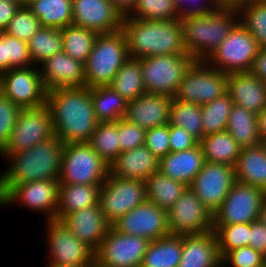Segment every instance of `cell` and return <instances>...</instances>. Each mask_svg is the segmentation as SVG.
Returning a JSON list of instances; mask_svg holds the SVG:
<instances>
[{
	"label": "cell",
	"mask_w": 266,
	"mask_h": 267,
	"mask_svg": "<svg viewBox=\"0 0 266 267\" xmlns=\"http://www.w3.org/2000/svg\"><path fill=\"white\" fill-rule=\"evenodd\" d=\"M46 105L51 113L54 135L64 144L88 143L100 123L88 87L47 91Z\"/></svg>",
	"instance_id": "6da1fadb"
},
{
	"label": "cell",
	"mask_w": 266,
	"mask_h": 267,
	"mask_svg": "<svg viewBox=\"0 0 266 267\" xmlns=\"http://www.w3.org/2000/svg\"><path fill=\"white\" fill-rule=\"evenodd\" d=\"M64 143L57 136L42 141L29 150L10 154L9 166L0 175V200L21 183L59 180Z\"/></svg>",
	"instance_id": "7a4b0ae2"
},
{
	"label": "cell",
	"mask_w": 266,
	"mask_h": 267,
	"mask_svg": "<svg viewBox=\"0 0 266 267\" xmlns=\"http://www.w3.org/2000/svg\"><path fill=\"white\" fill-rule=\"evenodd\" d=\"M129 58L187 54L180 19L143 20L123 17Z\"/></svg>",
	"instance_id": "3957f363"
},
{
	"label": "cell",
	"mask_w": 266,
	"mask_h": 267,
	"mask_svg": "<svg viewBox=\"0 0 266 267\" xmlns=\"http://www.w3.org/2000/svg\"><path fill=\"white\" fill-rule=\"evenodd\" d=\"M238 22L237 7H221L208 15L180 20L187 54L195 61H205Z\"/></svg>",
	"instance_id": "277c9868"
},
{
	"label": "cell",
	"mask_w": 266,
	"mask_h": 267,
	"mask_svg": "<svg viewBox=\"0 0 266 267\" xmlns=\"http://www.w3.org/2000/svg\"><path fill=\"white\" fill-rule=\"evenodd\" d=\"M128 58L127 40L122 30L98 34L85 64V87L109 86Z\"/></svg>",
	"instance_id": "5b68a950"
},
{
	"label": "cell",
	"mask_w": 266,
	"mask_h": 267,
	"mask_svg": "<svg viewBox=\"0 0 266 267\" xmlns=\"http://www.w3.org/2000/svg\"><path fill=\"white\" fill-rule=\"evenodd\" d=\"M109 165L88 143L64 144L59 184L102 185Z\"/></svg>",
	"instance_id": "8992f818"
},
{
	"label": "cell",
	"mask_w": 266,
	"mask_h": 267,
	"mask_svg": "<svg viewBox=\"0 0 266 267\" xmlns=\"http://www.w3.org/2000/svg\"><path fill=\"white\" fill-rule=\"evenodd\" d=\"M259 49L254 37L238 22L205 62L227 74L249 72Z\"/></svg>",
	"instance_id": "52a82bcc"
},
{
	"label": "cell",
	"mask_w": 266,
	"mask_h": 267,
	"mask_svg": "<svg viewBox=\"0 0 266 267\" xmlns=\"http://www.w3.org/2000/svg\"><path fill=\"white\" fill-rule=\"evenodd\" d=\"M146 93L175 96L186 70L195 61L189 54L139 59Z\"/></svg>",
	"instance_id": "ba28073f"
},
{
	"label": "cell",
	"mask_w": 266,
	"mask_h": 267,
	"mask_svg": "<svg viewBox=\"0 0 266 267\" xmlns=\"http://www.w3.org/2000/svg\"><path fill=\"white\" fill-rule=\"evenodd\" d=\"M228 74L194 61L183 75L174 99L204 105L227 93Z\"/></svg>",
	"instance_id": "9c48e42d"
},
{
	"label": "cell",
	"mask_w": 266,
	"mask_h": 267,
	"mask_svg": "<svg viewBox=\"0 0 266 267\" xmlns=\"http://www.w3.org/2000/svg\"><path fill=\"white\" fill-rule=\"evenodd\" d=\"M145 201L144 181L118 178L108 174L100 186L99 204L104 218L110 225Z\"/></svg>",
	"instance_id": "30bf717a"
},
{
	"label": "cell",
	"mask_w": 266,
	"mask_h": 267,
	"mask_svg": "<svg viewBox=\"0 0 266 267\" xmlns=\"http://www.w3.org/2000/svg\"><path fill=\"white\" fill-rule=\"evenodd\" d=\"M53 136V122L46 104L38 108L22 109L7 145L0 152V157L5 159L10 154L29 150Z\"/></svg>",
	"instance_id": "8fae6325"
},
{
	"label": "cell",
	"mask_w": 266,
	"mask_h": 267,
	"mask_svg": "<svg viewBox=\"0 0 266 267\" xmlns=\"http://www.w3.org/2000/svg\"><path fill=\"white\" fill-rule=\"evenodd\" d=\"M149 243L146 238L122 234L110 226L94 253V266L140 267Z\"/></svg>",
	"instance_id": "7c38bea8"
},
{
	"label": "cell",
	"mask_w": 266,
	"mask_h": 267,
	"mask_svg": "<svg viewBox=\"0 0 266 267\" xmlns=\"http://www.w3.org/2000/svg\"><path fill=\"white\" fill-rule=\"evenodd\" d=\"M266 191L236 182L213 214V230L219 225L252 223L259 219Z\"/></svg>",
	"instance_id": "4fadbf2b"
},
{
	"label": "cell",
	"mask_w": 266,
	"mask_h": 267,
	"mask_svg": "<svg viewBox=\"0 0 266 267\" xmlns=\"http://www.w3.org/2000/svg\"><path fill=\"white\" fill-rule=\"evenodd\" d=\"M0 93L21 109L44 106L47 89L39 66L11 69L0 75Z\"/></svg>",
	"instance_id": "5bb4252c"
},
{
	"label": "cell",
	"mask_w": 266,
	"mask_h": 267,
	"mask_svg": "<svg viewBox=\"0 0 266 267\" xmlns=\"http://www.w3.org/2000/svg\"><path fill=\"white\" fill-rule=\"evenodd\" d=\"M45 240L48 261L55 265L70 267L94 266V252L79 241L60 221H46Z\"/></svg>",
	"instance_id": "9a60e30c"
},
{
	"label": "cell",
	"mask_w": 266,
	"mask_h": 267,
	"mask_svg": "<svg viewBox=\"0 0 266 267\" xmlns=\"http://www.w3.org/2000/svg\"><path fill=\"white\" fill-rule=\"evenodd\" d=\"M170 235H197L213 230V214L188 187L167 210Z\"/></svg>",
	"instance_id": "2e32d148"
},
{
	"label": "cell",
	"mask_w": 266,
	"mask_h": 267,
	"mask_svg": "<svg viewBox=\"0 0 266 267\" xmlns=\"http://www.w3.org/2000/svg\"><path fill=\"white\" fill-rule=\"evenodd\" d=\"M236 183L235 170L227 164L205 162L189 188L212 214Z\"/></svg>",
	"instance_id": "e0dca14e"
},
{
	"label": "cell",
	"mask_w": 266,
	"mask_h": 267,
	"mask_svg": "<svg viewBox=\"0 0 266 267\" xmlns=\"http://www.w3.org/2000/svg\"><path fill=\"white\" fill-rule=\"evenodd\" d=\"M59 180L32 181L15 185L1 200L0 207L19 204L45 213V221L56 220Z\"/></svg>",
	"instance_id": "ac0fdd59"
},
{
	"label": "cell",
	"mask_w": 266,
	"mask_h": 267,
	"mask_svg": "<svg viewBox=\"0 0 266 267\" xmlns=\"http://www.w3.org/2000/svg\"><path fill=\"white\" fill-rule=\"evenodd\" d=\"M122 234L139 236L150 241L170 235L167 210L145 201L111 225Z\"/></svg>",
	"instance_id": "d6986e66"
},
{
	"label": "cell",
	"mask_w": 266,
	"mask_h": 267,
	"mask_svg": "<svg viewBox=\"0 0 266 267\" xmlns=\"http://www.w3.org/2000/svg\"><path fill=\"white\" fill-rule=\"evenodd\" d=\"M72 24L110 34L122 29L123 16L110 0H72Z\"/></svg>",
	"instance_id": "ffe728a7"
},
{
	"label": "cell",
	"mask_w": 266,
	"mask_h": 267,
	"mask_svg": "<svg viewBox=\"0 0 266 267\" xmlns=\"http://www.w3.org/2000/svg\"><path fill=\"white\" fill-rule=\"evenodd\" d=\"M39 70L47 91L85 87V64L63 51L47 58L39 65Z\"/></svg>",
	"instance_id": "44dd1931"
},
{
	"label": "cell",
	"mask_w": 266,
	"mask_h": 267,
	"mask_svg": "<svg viewBox=\"0 0 266 267\" xmlns=\"http://www.w3.org/2000/svg\"><path fill=\"white\" fill-rule=\"evenodd\" d=\"M173 99L169 95L144 93L127 103L124 119L145 130L168 124Z\"/></svg>",
	"instance_id": "7402d4cb"
},
{
	"label": "cell",
	"mask_w": 266,
	"mask_h": 267,
	"mask_svg": "<svg viewBox=\"0 0 266 267\" xmlns=\"http://www.w3.org/2000/svg\"><path fill=\"white\" fill-rule=\"evenodd\" d=\"M60 221L94 253L111 226L104 218L100 204L66 214Z\"/></svg>",
	"instance_id": "603a6c76"
},
{
	"label": "cell",
	"mask_w": 266,
	"mask_h": 267,
	"mask_svg": "<svg viewBox=\"0 0 266 267\" xmlns=\"http://www.w3.org/2000/svg\"><path fill=\"white\" fill-rule=\"evenodd\" d=\"M227 93L235 105L256 115L266 108V82L250 71L229 73Z\"/></svg>",
	"instance_id": "cb8c5ba5"
},
{
	"label": "cell",
	"mask_w": 266,
	"mask_h": 267,
	"mask_svg": "<svg viewBox=\"0 0 266 267\" xmlns=\"http://www.w3.org/2000/svg\"><path fill=\"white\" fill-rule=\"evenodd\" d=\"M178 267H222L214 230L182 236V254Z\"/></svg>",
	"instance_id": "d4e9b609"
},
{
	"label": "cell",
	"mask_w": 266,
	"mask_h": 267,
	"mask_svg": "<svg viewBox=\"0 0 266 267\" xmlns=\"http://www.w3.org/2000/svg\"><path fill=\"white\" fill-rule=\"evenodd\" d=\"M159 158L145 145L119 154L109 165V174L118 178L146 181L158 172Z\"/></svg>",
	"instance_id": "484cf974"
},
{
	"label": "cell",
	"mask_w": 266,
	"mask_h": 267,
	"mask_svg": "<svg viewBox=\"0 0 266 267\" xmlns=\"http://www.w3.org/2000/svg\"><path fill=\"white\" fill-rule=\"evenodd\" d=\"M204 163L203 149L198 143L191 149L182 152H170L160 158L158 171L189 187Z\"/></svg>",
	"instance_id": "4316f807"
},
{
	"label": "cell",
	"mask_w": 266,
	"mask_h": 267,
	"mask_svg": "<svg viewBox=\"0 0 266 267\" xmlns=\"http://www.w3.org/2000/svg\"><path fill=\"white\" fill-rule=\"evenodd\" d=\"M234 170L236 182L266 191V148L263 142L242 148Z\"/></svg>",
	"instance_id": "83f0119b"
},
{
	"label": "cell",
	"mask_w": 266,
	"mask_h": 267,
	"mask_svg": "<svg viewBox=\"0 0 266 267\" xmlns=\"http://www.w3.org/2000/svg\"><path fill=\"white\" fill-rule=\"evenodd\" d=\"M101 185L59 184L56 220L99 204Z\"/></svg>",
	"instance_id": "f1b7e54d"
},
{
	"label": "cell",
	"mask_w": 266,
	"mask_h": 267,
	"mask_svg": "<svg viewBox=\"0 0 266 267\" xmlns=\"http://www.w3.org/2000/svg\"><path fill=\"white\" fill-rule=\"evenodd\" d=\"M205 162L235 166L242 147L233 139L229 132H217L204 136L199 141Z\"/></svg>",
	"instance_id": "f546056e"
},
{
	"label": "cell",
	"mask_w": 266,
	"mask_h": 267,
	"mask_svg": "<svg viewBox=\"0 0 266 267\" xmlns=\"http://www.w3.org/2000/svg\"><path fill=\"white\" fill-rule=\"evenodd\" d=\"M42 27L63 29L72 24V0H26Z\"/></svg>",
	"instance_id": "4dcf8cb0"
},
{
	"label": "cell",
	"mask_w": 266,
	"mask_h": 267,
	"mask_svg": "<svg viewBox=\"0 0 266 267\" xmlns=\"http://www.w3.org/2000/svg\"><path fill=\"white\" fill-rule=\"evenodd\" d=\"M182 254V236L169 235L150 241L140 267H178Z\"/></svg>",
	"instance_id": "1f68e13d"
},
{
	"label": "cell",
	"mask_w": 266,
	"mask_h": 267,
	"mask_svg": "<svg viewBox=\"0 0 266 267\" xmlns=\"http://www.w3.org/2000/svg\"><path fill=\"white\" fill-rule=\"evenodd\" d=\"M146 200L168 210L182 196L187 185L163 175L153 173L146 181Z\"/></svg>",
	"instance_id": "d6a6232c"
},
{
	"label": "cell",
	"mask_w": 266,
	"mask_h": 267,
	"mask_svg": "<svg viewBox=\"0 0 266 267\" xmlns=\"http://www.w3.org/2000/svg\"><path fill=\"white\" fill-rule=\"evenodd\" d=\"M91 99L99 122H114L124 118L128 101L110 86L91 88Z\"/></svg>",
	"instance_id": "836d02e7"
},
{
	"label": "cell",
	"mask_w": 266,
	"mask_h": 267,
	"mask_svg": "<svg viewBox=\"0 0 266 267\" xmlns=\"http://www.w3.org/2000/svg\"><path fill=\"white\" fill-rule=\"evenodd\" d=\"M226 130L242 148L261 143L257 115L238 105L229 114Z\"/></svg>",
	"instance_id": "e575fe53"
},
{
	"label": "cell",
	"mask_w": 266,
	"mask_h": 267,
	"mask_svg": "<svg viewBox=\"0 0 266 267\" xmlns=\"http://www.w3.org/2000/svg\"><path fill=\"white\" fill-rule=\"evenodd\" d=\"M109 86L128 102L146 93L142 78L141 61L135 58H128Z\"/></svg>",
	"instance_id": "d590c367"
},
{
	"label": "cell",
	"mask_w": 266,
	"mask_h": 267,
	"mask_svg": "<svg viewBox=\"0 0 266 267\" xmlns=\"http://www.w3.org/2000/svg\"><path fill=\"white\" fill-rule=\"evenodd\" d=\"M62 51L83 64H86L98 36L95 31L76 25L61 29Z\"/></svg>",
	"instance_id": "8d00e7d4"
},
{
	"label": "cell",
	"mask_w": 266,
	"mask_h": 267,
	"mask_svg": "<svg viewBox=\"0 0 266 267\" xmlns=\"http://www.w3.org/2000/svg\"><path fill=\"white\" fill-rule=\"evenodd\" d=\"M239 22L260 48L266 47V0H244L238 7Z\"/></svg>",
	"instance_id": "74e56055"
},
{
	"label": "cell",
	"mask_w": 266,
	"mask_h": 267,
	"mask_svg": "<svg viewBox=\"0 0 266 267\" xmlns=\"http://www.w3.org/2000/svg\"><path fill=\"white\" fill-rule=\"evenodd\" d=\"M88 144L110 165L121 153L118 121L100 122L90 137Z\"/></svg>",
	"instance_id": "f35d334b"
},
{
	"label": "cell",
	"mask_w": 266,
	"mask_h": 267,
	"mask_svg": "<svg viewBox=\"0 0 266 267\" xmlns=\"http://www.w3.org/2000/svg\"><path fill=\"white\" fill-rule=\"evenodd\" d=\"M27 43L33 65L39 66L47 58L62 51L61 29L41 27Z\"/></svg>",
	"instance_id": "ab89813d"
},
{
	"label": "cell",
	"mask_w": 266,
	"mask_h": 267,
	"mask_svg": "<svg viewBox=\"0 0 266 267\" xmlns=\"http://www.w3.org/2000/svg\"><path fill=\"white\" fill-rule=\"evenodd\" d=\"M169 124L185 129L200 141L203 135L202 106L173 99L170 107Z\"/></svg>",
	"instance_id": "60d3db41"
},
{
	"label": "cell",
	"mask_w": 266,
	"mask_h": 267,
	"mask_svg": "<svg viewBox=\"0 0 266 267\" xmlns=\"http://www.w3.org/2000/svg\"><path fill=\"white\" fill-rule=\"evenodd\" d=\"M233 106L234 102L228 93L202 105L203 135L226 131L229 114Z\"/></svg>",
	"instance_id": "b9f144b4"
},
{
	"label": "cell",
	"mask_w": 266,
	"mask_h": 267,
	"mask_svg": "<svg viewBox=\"0 0 266 267\" xmlns=\"http://www.w3.org/2000/svg\"><path fill=\"white\" fill-rule=\"evenodd\" d=\"M214 232L221 258L230 250L249 246L250 223L219 225Z\"/></svg>",
	"instance_id": "7bdbcfd3"
},
{
	"label": "cell",
	"mask_w": 266,
	"mask_h": 267,
	"mask_svg": "<svg viewBox=\"0 0 266 267\" xmlns=\"http://www.w3.org/2000/svg\"><path fill=\"white\" fill-rule=\"evenodd\" d=\"M143 20H172L178 18L174 0H138L126 16Z\"/></svg>",
	"instance_id": "ee69618b"
},
{
	"label": "cell",
	"mask_w": 266,
	"mask_h": 267,
	"mask_svg": "<svg viewBox=\"0 0 266 267\" xmlns=\"http://www.w3.org/2000/svg\"><path fill=\"white\" fill-rule=\"evenodd\" d=\"M41 27L39 19L25 4L19 7L3 32L28 42Z\"/></svg>",
	"instance_id": "f6af8a7d"
},
{
	"label": "cell",
	"mask_w": 266,
	"mask_h": 267,
	"mask_svg": "<svg viewBox=\"0 0 266 267\" xmlns=\"http://www.w3.org/2000/svg\"><path fill=\"white\" fill-rule=\"evenodd\" d=\"M5 72L11 69L33 66L28 43L3 32Z\"/></svg>",
	"instance_id": "bcb514c9"
},
{
	"label": "cell",
	"mask_w": 266,
	"mask_h": 267,
	"mask_svg": "<svg viewBox=\"0 0 266 267\" xmlns=\"http://www.w3.org/2000/svg\"><path fill=\"white\" fill-rule=\"evenodd\" d=\"M222 267H263L266 257L250 246L228 251L222 258Z\"/></svg>",
	"instance_id": "7dc6e473"
},
{
	"label": "cell",
	"mask_w": 266,
	"mask_h": 267,
	"mask_svg": "<svg viewBox=\"0 0 266 267\" xmlns=\"http://www.w3.org/2000/svg\"><path fill=\"white\" fill-rule=\"evenodd\" d=\"M22 109L0 93V152L7 145Z\"/></svg>",
	"instance_id": "c3c4849f"
},
{
	"label": "cell",
	"mask_w": 266,
	"mask_h": 267,
	"mask_svg": "<svg viewBox=\"0 0 266 267\" xmlns=\"http://www.w3.org/2000/svg\"><path fill=\"white\" fill-rule=\"evenodd\" d=\"M118 132L121 153L145 145L146 130L124 118L118 120Z\"/></svg>",
	"instance_id": "681fc988"
},
{
	"label": "cell",
	"mask_w": 266,
	"mask_h": 267,
	"mask_svg": "<svg viewBox=\"0 0 266 267\" xmlns=\"http://www.w3.org/2000/svg\"><path fill=\"white\" fill-rule=\"evenodd\" d=\"M178 19L203 16L218 11L221 6L216 0H174Z\"/></svg>",
	"instance_id": "f907efd6"
},
{
	"label": "cell",
	"mask_w": 266,
	"mask_h": 267,
	"mask_svg": "<svg viewBox=\"0 0 266 267\" xmlns=\"http://www.w3.org/2000/svg\"><path fill=\"white\" fill-rule=\"evenodd\" d=\"M145 146L159 159L170 153L169 123L147 129Z\"/></svg>",
	"instance_id": "816d5d0a"
},
{
	"label": "cell",
	"mask_w": 266,
	"mask_h": 267,
	"mask_svg": "<svg viewBox=\"0 0 266 267\" xmlns=\"http://www.w3.org/2000/svg\"><path fill=\"white\" fill-rule=\"evenodd\" d=\"M169 143L171 152H182L195 147L199 141L185 129L169 124Z\"/></svg>",
	"instance_id": "f5cc1de1"
},
{
	"label": "cell",
	"mask_w": 266,
	"mask_h": 267,
	"mask_svg": "<svg viewBox=\"0 0 266 267\" xmlns=\"http://www.w3.org/2000/svg\"><path fill=\"white\" fill-rule=\"evenodd\" d=\"M249 246L266 257V225L260 220L250 223Z\"/></svg>",
	"instance_id": "db71d44e"
},
{
	"label": "cell",
	"mask_w": 266,
	"mask_h": 267,
	"mask_svg": "<svg viewBox=\"0 0 266 267\" xmlns=\"http://www.w3.org/2000/svg\"><path fill=\"white\" fill-rule=\"evenodd\" d=\"M21 5L18 2L0 1V32H3Z\"/></svg>",
	"instance_id": "11a10c76"
},
{
	"label": "cell",
	"mask_w": 266,
	"mask_h": 267,
	"mask_svg": "<svg viewBox=\"0 0 266 267\" xmlns=\"http://www.w3.org/2000/svg\"><path fill=\"white\" fill-rule=\"evenodd\" d=\"M250 72L260 80L266 82V47L259 49Z\"/></svg>",
	"instance_id": "9f6ffc18"
},
{
	"label": "cell",
	"mask_w": 266,
	"mask_h": 267,
	"mask_svg": "<svg viewBox=\"0 0 266 267\" xmlns=\"http://www.w3.org/2000/svg\"><path fill=\"white\" fill-rule=\"evenodd\" d=\"M123 17L128 16L138 0H110Z\"/></svg>",
	"instance_id": "6f0895ef"
},
{
	"label": "cell",
	"mask_w": 266,
	"mask_h": 267,
	"mask_svg": "<svg viewBox=\"0 0 266 267\" xmlns=\"http://www.w3.org/2000/svg\"><path fill=\"white\" fill-rule=\"evenodd\" d=\"M257 127L261 142L266 141V108L257 114Z\"/></svg>",
	"instance_id": "680465c9"
},
{
	"label": "cell",
	"mask_w": 266,
	"mask_h": 267,
	"mask_svg": "<svg viewBox=\"0 0 266 267\" xmlns=\"http://www.w3.org/2000/svg\"><path fill=\"white\" fill-rule=\"evenodd\" d=\"M5 73V60L3 52V32H0V75Z\"/></svg>",
	"instance_id": "91938a15"
},
{
	"label": "cell",
	"mask_w": 266,
	"mask_h": 267,
	"mask_svg": "<svg viewBox=\"0 0 266 267\" xmlns=\"http://www.w3.org/2000/svg\"><path fill=\"white\" fill-rule=\"evenodd\" d=\"M221 7H238L244 0H216Z\"/></svg>",
	"instance_id": "94428289"
},
{
	"label": "cell",
	"mask_w": 266,
	"mask_h": 267,
	"mask_svg": "<svg viewBox=\"0 0 266 267\" xmlns=\"http://www.w3.org/2000/svg\"><path fill=\"white\" fill-rule=\"evenodd\" d=\"M259 219L266 225V198H265L264 203L261 207Z\"/></svg>",
	"instance_id": "6125c7cd"
},
{
	"label": "cell",
	"mask_w": 266,
	"mask_h": 267,
	"mask_svg": "<svg viewBox=\"0 0 266 267\" xmlns=\"http://www.w3.org/2000/svg\"><path fill=\"white\" fill-rule=\"evenodd\" d=\"M47 267H70V266H65V265H55V264H52V263H49V262H48ZM79 267H94V266H79Z\"/></svg>",
	"instance_id": "be15d7a7"
},
{
	"label": "cell",
	"mask_w": 266,
	"mask_h": 267,
	"mask_svg": "<svg viewBox=\"0 0 266 267\" xmlns=\"http://www.w3.org/2000/svg\"><path fill=\"white\" fill-rule=\"evenodd\" d=\"M0 1L18 2L21 6L25 5L26 3V0H0Z\"/></svg>",
	"instance_id": "e7e4bbea"
}]
</instances>
